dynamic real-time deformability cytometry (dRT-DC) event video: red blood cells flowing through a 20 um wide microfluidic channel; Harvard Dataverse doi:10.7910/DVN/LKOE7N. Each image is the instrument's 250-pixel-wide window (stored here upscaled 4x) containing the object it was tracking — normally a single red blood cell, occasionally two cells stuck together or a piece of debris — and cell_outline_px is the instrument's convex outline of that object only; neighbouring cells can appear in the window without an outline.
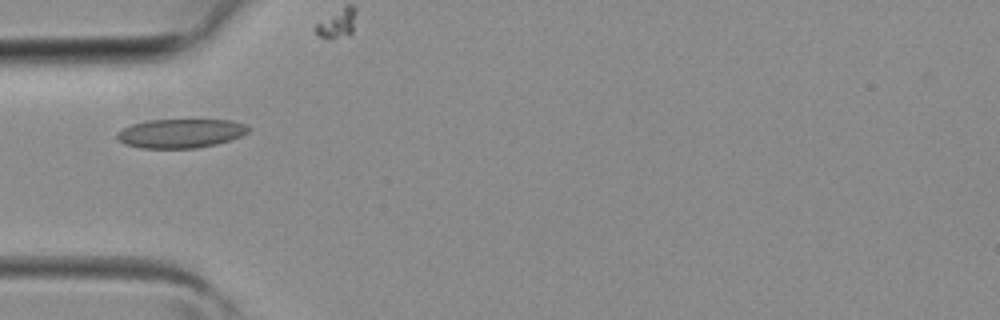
{"species": "common noctule bat (a hibernating species)", "species_latin": "Nyctalus noctula", "temperature_condition": "room temperature", "stored_images_in_passage": 5, "camera_frame_rate_fps": 3000, "um_per_image_px": 0.085, "animal": {"sex": "female", "body_mass_g": 19.3, "forearm_length_mm": 54.1}, "frame": {"image": 1, "passage_image": 3, "time_ms": 0.667, "image_size_px": [1000, 320], "cell_outline_px": [[248, 132], [240, 136], [216, 144], [196, 148], [140, 148], [124, 144], [116, 136], [116, 132], [132, 124], [152, 120], [232, 120], [244, 124], [248, 128]], "centroid_in_image_um": [15.33, 11.34], "position_along_channel_um": 69.7, "area_um2": 21.96}}
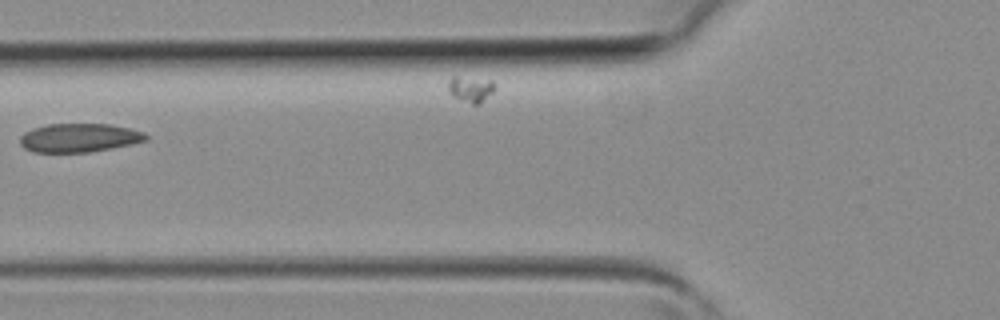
{"frame": {"image": 2, "passage_image": 4, "time_ms": 1.0, "image_size_px": [1000, 320], "cell_outline_px": [[148, 140], [132, 144], [112, 148], [88, 152], [32, 152], [24, 148], [20, 144], [20, 136], [24, 132], [32, 128], [48, 124], [112, 124], [132, 128], [144, 132], [148, 136]], "centroid_in_image_um": [6.75, 11.7], "position_along_channel_um": 119.1, "area_um2": 21.27}}